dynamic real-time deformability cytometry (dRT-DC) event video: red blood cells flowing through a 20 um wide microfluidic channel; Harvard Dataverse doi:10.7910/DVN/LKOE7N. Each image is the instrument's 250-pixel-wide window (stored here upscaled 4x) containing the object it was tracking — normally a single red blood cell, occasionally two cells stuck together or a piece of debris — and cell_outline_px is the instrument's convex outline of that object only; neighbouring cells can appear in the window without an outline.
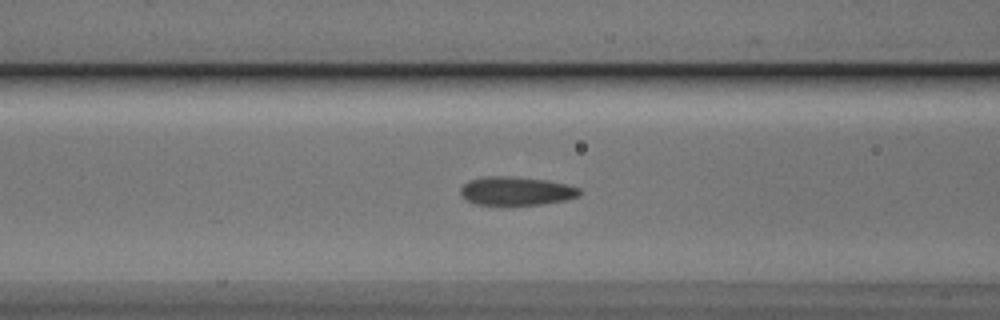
{"species": "Egyptian fruit bat (a non-hibernating species)", "species_latin": "Rousettus aegyptiacus", "temperature_condition": "cold", "stored_images_in_passage": 46, "camera_frame_rate_fps": 3000, "um_per_image_px": 0.085, "animal": {"sex": "male"}, "frame": {"image": 1, "passage_image": 21, "time_ms": 6.667, "image_size_px": [1000, 320], "cell_outline_px": [[584, 192], [580, 196], [564, 200], [544, 204], [476, 204], [460, 196], [460, 188], [468, 180], [484, 176], [512, 176], [548, 180], [568, 184], [580, 188]], "centroid_in_image_um": [43.91, 16.21], "position_along_channel_um": 122.7, "area_um2": 20.0}}
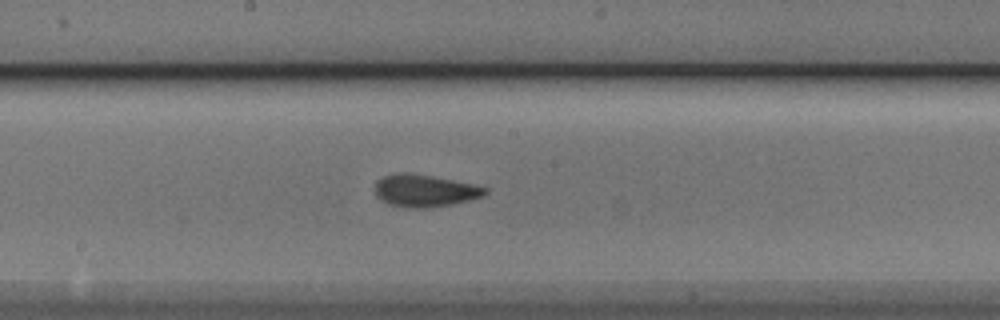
{"frame": {"image": 2, "passage_image": 28, "time_ms": 9.0, "image_size_px": [1000, 320], "cell_outline_px": [[488, 192], [484, 196], [452, 204], [424, 208], [404, 208], [388, 204], [376, 196], [376, 180], [384, 176], [404, 172], [408, 172], [432, 176], [472, 184], [488, 188]], "centroid_in_image_um": [36.09, 16.21], "position_along_channel_um": 212.1, "area_um2": 20.63}}
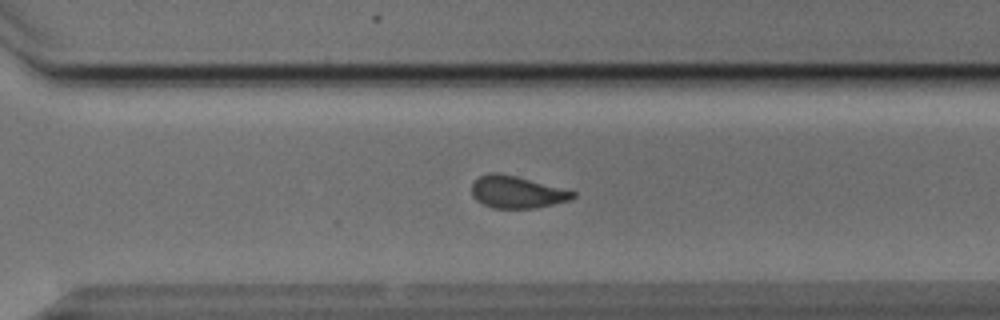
{"frame": {"image": 3, "passage_image": 37, "time_ms": 12.0, "image_size_px": [1000, 320], "cell_outline_px": [[576, 196], [568, 200], [552, 204], [532, 208], [492, 208], [476, 200], [472, 196], [472, 184], [480, 176], [492, 172], [500, 172], [516, 176], [576, 192]], "centroid_in_image_um": [43.89, 16.32], "position_along_channel_um": 326.7, "area_um2": 18.67}, "authors_computed_cell_mechanics": {"area_um2": 19.941, "velocity_mm_per_s": 3.8303, "shape_relaxation_time_tau1_ms": 3.8656, "shape_relaxation_time_tau2_ms": 1.2167, "deformation_change_tau1": 0.1173, "deformation_change_tau2": 0.0687}}